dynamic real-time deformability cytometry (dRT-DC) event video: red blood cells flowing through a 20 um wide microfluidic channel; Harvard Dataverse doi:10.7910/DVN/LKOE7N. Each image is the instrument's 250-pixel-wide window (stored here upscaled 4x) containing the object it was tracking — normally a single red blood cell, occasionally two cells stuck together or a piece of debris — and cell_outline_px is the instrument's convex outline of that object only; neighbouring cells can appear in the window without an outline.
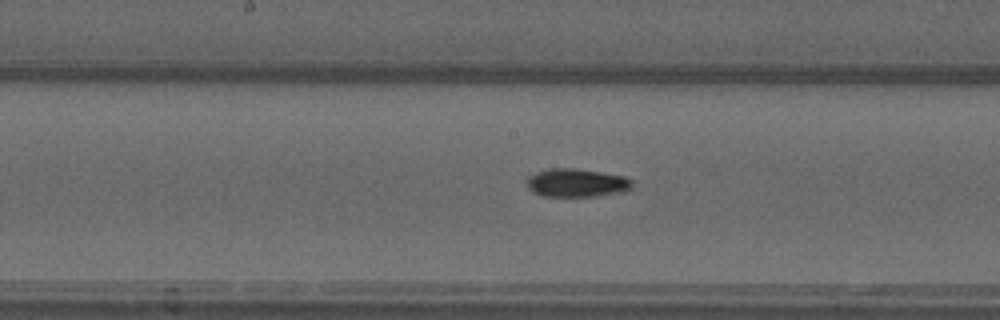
{"species": "common noctule bat (a hibernating species)", "species_latin": "Nyctalus noctula", "temperature_condition": "warm", "stored_images_in_passage": 42, "camera_frame_rate_fps": 3000, "um_per_image_px": 0.085, "animal": {"sex": "male", "forearm_length_mm": 52.5}, "frame": {"image": 1, "passage_image": 17, "time_ms": 5.333, "image_size_px": [1000, 320], "cell_outline_px": [[632, 188], [624, 192], [596, 196], [544, 196], [532, 192], [528, 188], [528, 176], [536, 172], [548, 168], [576, 168], [624, 176], [632, 180]], "centroid_in_image_um": [49.02, 15.54], "position_along_channel_um": 199.2, "area_um2": 17.46}}
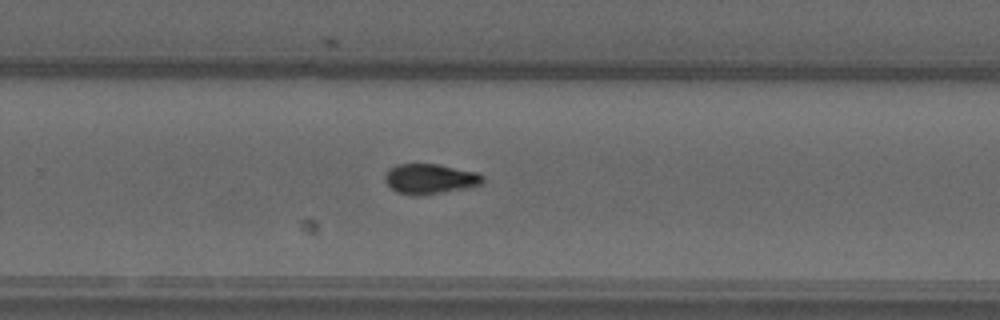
{"frame": {"image": 2, "passage_image": 24, "time_ms": 7.667, "image_size_px": [1000, 320], "cell_outline_px": [[484, 184], [468, 188], [420, 196], [396, 192], [384, 180], [384, 176], [388, 168], [396, 164], [436, 164], [480, 172], [484, 176]], "centroid_in_image_um": [36.59, 15.2], "position_along_channel_um": 293.2, "area_um2": 17.46}}
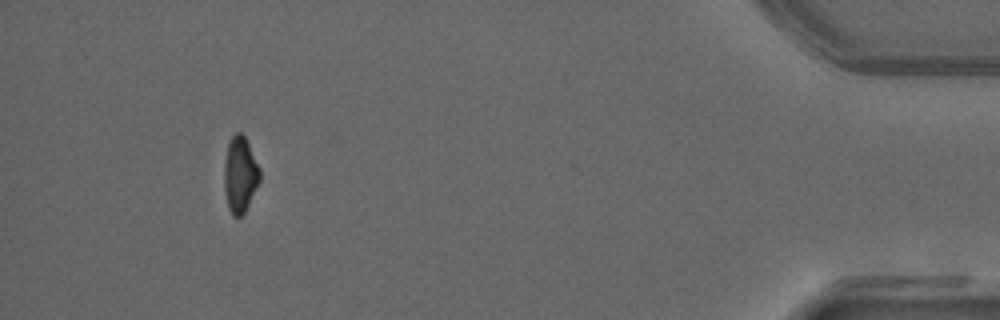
{"frame": {"image": 3, "passage_image": 38, "time_ms": 12.333, "image_size_px": [1000, 320], "cell_outline_px": [[260, 180], [244, 212], [240, 216], [232, 216], [228, 208], [224, 192], [224, 164], [228, 140], [236, 132], [240, 132], [244, 136], [260, 168]], "centroid_in_image_um": [20.38, 14.83], "position_along_channel_um": 414.8, "area_um2": 15.72}, "authors_computed_cell_mechanics": {"area_um2": 16.7909, "velocity_mm_per_s": 4.0449, "shape_relaxation_time_tau1_ms": null, "shape_relaxation_time_tau2_ms": 8.0237, "deformation_change_tau1": null, "deformation_change_tau2": 0.1205}}